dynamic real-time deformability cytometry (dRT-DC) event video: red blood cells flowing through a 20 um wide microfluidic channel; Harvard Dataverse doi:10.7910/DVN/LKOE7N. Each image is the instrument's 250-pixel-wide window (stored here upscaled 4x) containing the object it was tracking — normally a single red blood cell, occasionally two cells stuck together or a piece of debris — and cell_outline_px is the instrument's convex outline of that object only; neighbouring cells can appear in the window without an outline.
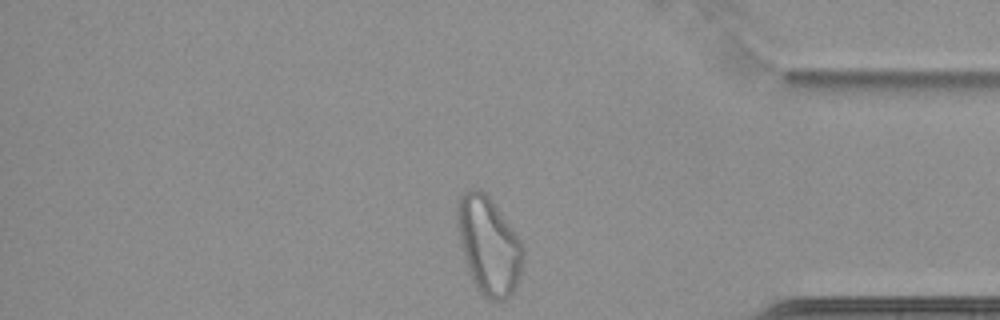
{"species": "common noctule bat (a hibernating species)", "species_latin": "Nyctalus noctula", "temperature_condition": "cold", "stored_images_in_passage": 40, "camera_frame_rate_fps": 3000, "um_per_image_px": 0.085, "animal": {"sex": "female", "body_mass_g": 22.7, "forearm_length_mm": 54.2}, "frame": {"image": 1, "passage_image": 40, "time_ms": 13.0, "image_size_px": [1000, 320], "cell_outline_px": [[524, 260], [520, 276], [512, 292], [504, 300], [488, 300], [476, 288], [468, 268], [460, 244], [456, 224], [456, 200], [468, 188], [476, 188], [484, 192], [492, 200], [520, 240], [524, 248]], "centroid_in_image_um": [41.52, 20.84], "position_along_channel_um": 393.7, "area_um2": 37.51}, "authors_computed_cell_mechanics": {"area_um2": 28.3509, "velocity_mm_per_s": 3.4202, "shape_relaxation_time_tau1_ms": null, "shape_relaxation_time_tau2_ms": 2.1815, "deformation_change_tau1": null, "deformation_change_tau2": 0.0622}}